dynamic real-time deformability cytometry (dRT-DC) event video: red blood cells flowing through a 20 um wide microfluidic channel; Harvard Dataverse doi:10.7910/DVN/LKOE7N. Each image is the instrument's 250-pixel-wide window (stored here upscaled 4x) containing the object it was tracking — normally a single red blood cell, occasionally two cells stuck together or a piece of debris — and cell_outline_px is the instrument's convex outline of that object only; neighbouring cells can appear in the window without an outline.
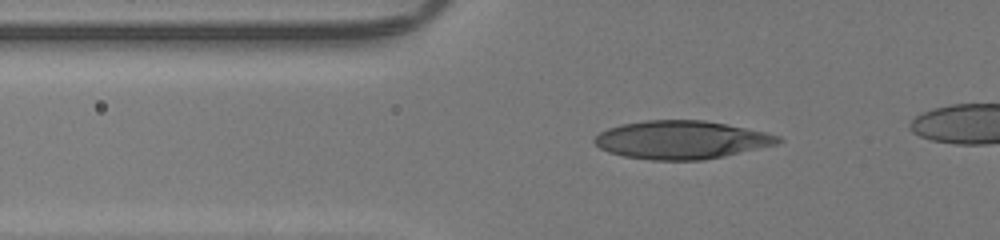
{"species": "human", "species_latin": "Homo sapiens", "temperature_condition": "room temperature", "stored_images_in_passage": 34, "camera_frame_rate_fps": 3000, "um_per_image_px": 0.085, "donor": {"sex": "male"}, "frame": {"image": 1, "passage_image": 5, "time_ms": 1.333, "image_size_px": [1000, 240], "cell_outline_px": [[784, 140], [776, 144], [724, 156], [704, 160], [648, 160], [624, 156], [608, 152], [600, 148], [592, 140], [600, 132], [608, 128], [620, 124], [644, 120], [704, 120], [768, 132], [780, 136]], "centroid_in_image_um": [57.91, 11.88], "position_along_channel_um": 67.9, "area_um2": 40.98}}
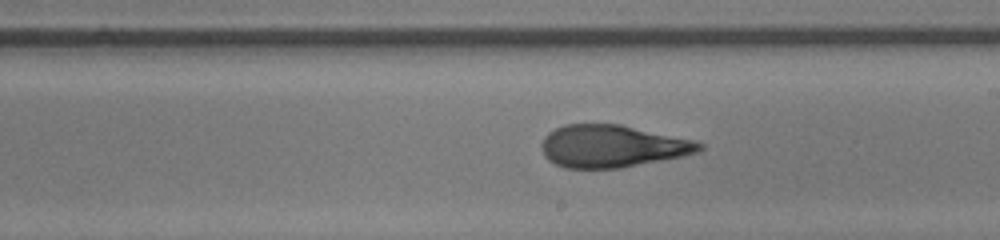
{"frame": {"image": 2, "passage_image": 18, "time_ms": 5.667, "image_size_px": [1000, 240], "cell_outline_px": [[704, 148], [700, 152], [620, 168], [564, 168], [548, 160], [544, 156], [540, 144], [544, 136], [548, 132], [564, 124], [620, 124], [692, 140], [704, 144]], "centroid_in_image_um": [51.99, 12.42], "position_along_channel_um": 237.0, "area_um2": 38.78}}
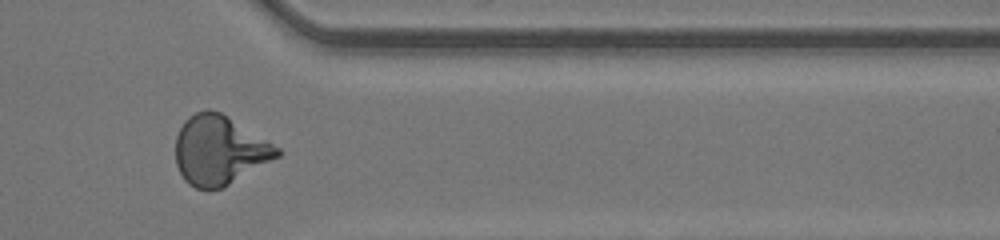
{"frame": {"image": 3, "passage_image": 29, "time_ms": 9.333, "image_size_px": [1000, 240], "cell_outline_px": [[280, 156], [228, 184], [220, 188], [196, 188], [188, 184], [184, 180], [176, 164], [176, 136], [184, 120], [188, 116], [196, 112], [208, 108], [220, 112], [280, 148]], "centroid_in_image_um": [18.61, 12.75], "position_along_channel_um": 392.8, "area_um2": 40.34}}